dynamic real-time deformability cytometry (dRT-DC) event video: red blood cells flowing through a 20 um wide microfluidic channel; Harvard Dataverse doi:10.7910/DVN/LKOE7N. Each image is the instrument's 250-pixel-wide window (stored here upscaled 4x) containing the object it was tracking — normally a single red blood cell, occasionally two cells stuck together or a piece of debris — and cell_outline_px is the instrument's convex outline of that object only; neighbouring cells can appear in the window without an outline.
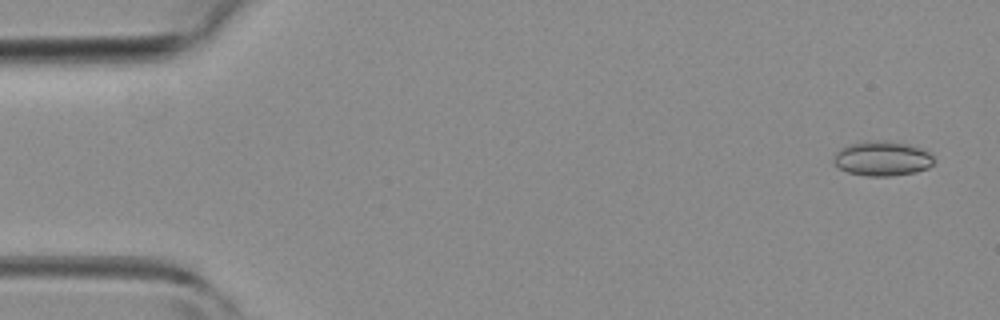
{"species": "common noctule bat (a hibernating species)", "species_latin": "Nyctalus noctula", "temperature_condition": "room temperature", "stored_images_in_passage": 4, "camera_frame_rate_fps": 3000, "um_per_image_px": 0.085, "animal": {"sex": "female", "body_mass_g": 19.3, "forearm_length_mm": 54.1}, "frame": {"image": 1, "passage_image": 1, "time_ms": 0.0, "image_size_px": [1000, 320], "cell_outline_px": [[936, 160], [928, 168], [916, 172], [892, 176], [868, 176], [848, 172], [840, 168], [832, 160], [836, 152], [840, 148], [848, 144], [876, 140], [884, 140], [908, 144], [920, 148], [928, 152]], "centroid_in_image_um": [75.0, 13.47], "position_along_channel_um": 10.0, "area_um2": 20.29}}
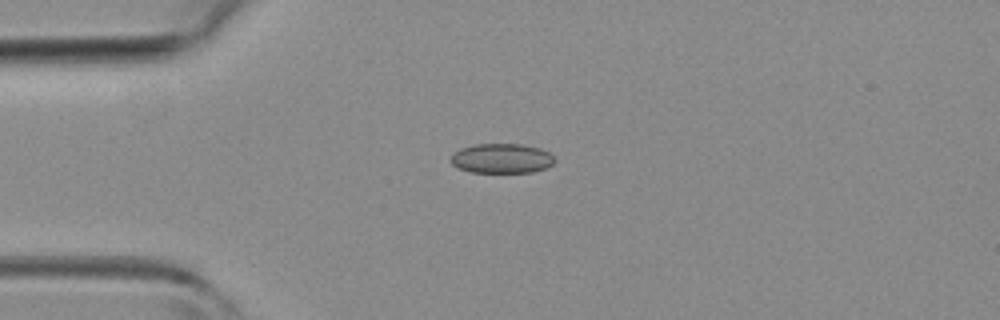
{"frame": {"image": 2, "passage_image": 3, "time_ms": 3.0, "image_size_px": [1000, 320], "cell_outline_px": [[556, 160], [548, 168], [532, 172], [472, 172], [460, 168], [452, 164], [452, 156], [460, 148], [476, 144], [520, 144], [540, 148], [548, 152]], "centroid_in_image_um": [42.69, 13.46], "position_along_channel_um": 42.3, "area_um2": 17.8}}